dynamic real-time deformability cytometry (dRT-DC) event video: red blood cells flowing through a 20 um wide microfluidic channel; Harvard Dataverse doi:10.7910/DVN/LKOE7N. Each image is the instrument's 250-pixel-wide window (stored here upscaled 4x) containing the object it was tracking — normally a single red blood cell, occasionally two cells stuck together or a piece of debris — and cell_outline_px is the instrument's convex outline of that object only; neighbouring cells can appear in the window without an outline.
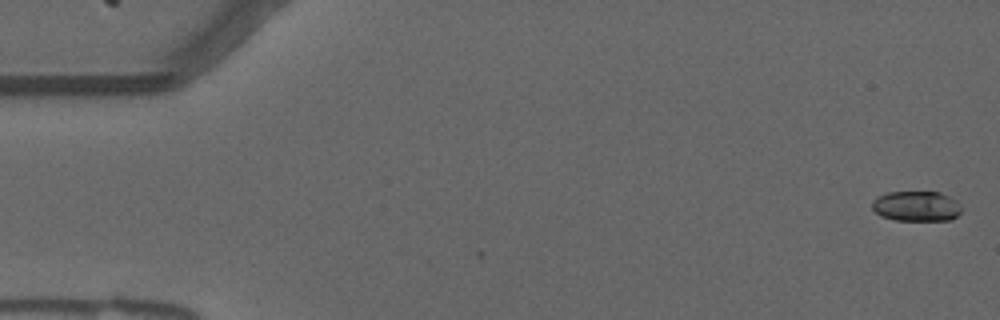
{"species": "common noctule bat (a hibernating species)", "species_latin": "Nyctalus noctula", "temperature_condition": "warm", "stored_images_in_passage": 4, "camera_frame_rate_fps": 3000, "um_per_image_px": 0.085, "animal": {"sex": "male", "forearm_length_mm": 52.5}, "frame": {"image": 1, "passage_image": 1, "time_ms": 0.0, "image_size_px": [1000, 320], "cell_outline_px": [[960, 212], [952, 220], [896, 220], [880, 216], [872, 208], [872, 200], [876, 196], [888, 192], [940, 192], [956, 200], [960, 208]], "centroid_in_image_um": [77.86, 17.52], "position_along_channel_um": 7.1, "area_um2": 15.72}}